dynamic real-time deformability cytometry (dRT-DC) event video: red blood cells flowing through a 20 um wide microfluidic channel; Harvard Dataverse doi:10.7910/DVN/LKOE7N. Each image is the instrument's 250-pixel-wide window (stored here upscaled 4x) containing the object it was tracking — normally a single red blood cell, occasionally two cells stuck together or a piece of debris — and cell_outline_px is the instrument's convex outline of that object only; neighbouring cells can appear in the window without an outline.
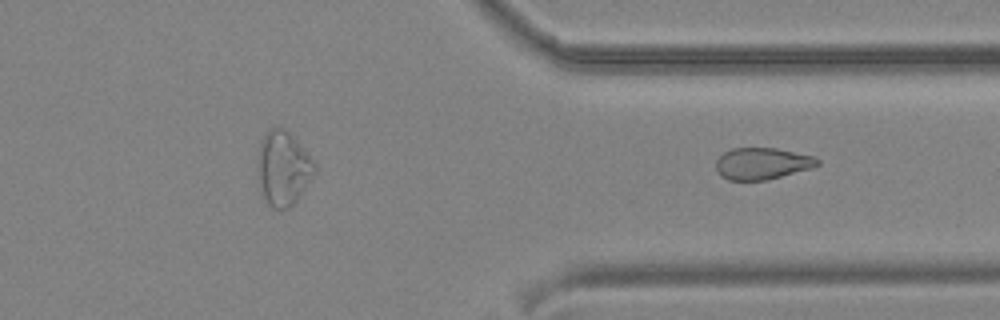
{"species": "common noctule bat (a hibernating species)", "species_latin": "Nyctalus noctula", "temperature_condition": "cold", "stored_images_in_passage": 23, "segment_of_instrument_passage": [2, 2], "camera_frame_rate_fps": 3000, "um_per_image_px": 0.085, "animal": {"sex": "male", "body_mass_g": 19.2, "forearm_length_mm": 51.8}, "frame": {"image": 1, "passage_image": 23, "time_ms": 7.333, "image_size_px": [1000, 320], "cell_outline_px": [[820, 164], [812, 168], [764, 180], [728, 180], [720, 176], [716, 168], [716, 160], [724, 152], [732, 148], [776, 148], [816, 156], [820, 160]], "centroid_in_image_um": [64.79, 13.89], "position_along_channel_um": 346.6, "area_um2": 18.79}}